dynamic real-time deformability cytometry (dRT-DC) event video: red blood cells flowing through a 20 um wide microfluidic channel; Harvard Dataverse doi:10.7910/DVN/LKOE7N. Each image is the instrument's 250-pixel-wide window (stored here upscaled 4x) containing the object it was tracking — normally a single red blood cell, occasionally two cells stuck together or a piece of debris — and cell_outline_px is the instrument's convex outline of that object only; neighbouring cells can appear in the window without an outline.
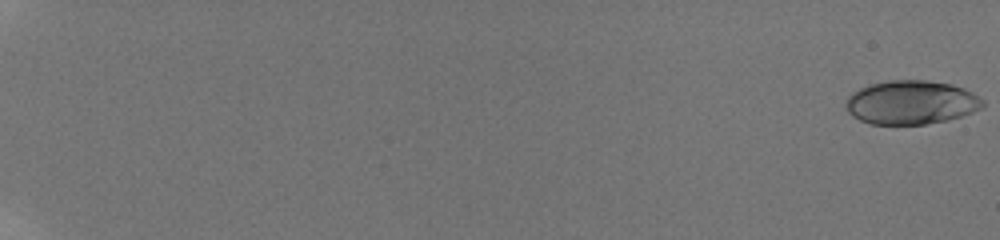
{"species": "human", "species_latin": "Homo sapiens", "temperature_condition": "room temperature", "stored_images_in_passage": 59, "camera_frame_rate_fps": 3000, "um_per_image_px": 0.085, "donor": {"sex": "male"}, "frame": {"image": 1, "passage_image": 1, "time_ms": 0.0, "image_size_px": [1000, 240], "cell_outline_px": [[984, 104], [980, 108], [972, 112], [948, 120], [924, 124], [872, 124], [860, 120], [852, 116], [848, 112], [844, 104], [848, 96], [852, 92], [860, 88], [872, 84], [888, 80], [924, 80], [952, 84], [964, 88], [972, 92], [984, 100]], "centroid_in_image_um": [77.43, 8.7], "position_along_channel_um": 7.6, "area_um2": 34.97}}
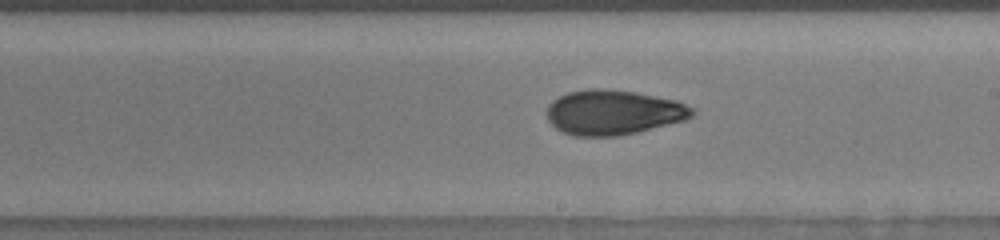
{"frame": {"image": 2, "passage_image": 39, "time_ms": 12.667, "image_size_px": [1000, 240], "cell_outline_px": [[696, 112], [692, 116], [684, 120], [620, 136], [572, 136], [560, 132], [548, 120], [548, 104], [552, 100], [568, 92], [588, 88], [604, 88], [636, 92], [676, 100], [696, 108]], "centroid_in_image_um": [52.13, 9.55], "position_along_channel_um": 236.9, "area_um2": 38.21}}
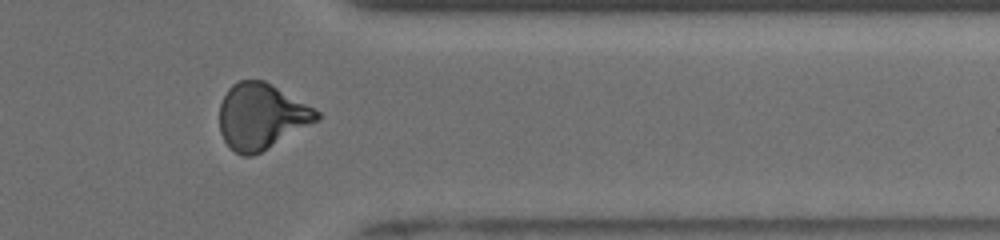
{"frame": {"image": 3, "passage_image": 51, "time_ms": 16.667, "image_size_px": [1000, 240], "cell_outline_px": [[320, 120], [260, 152], [252, 156], [244, 156], [236, 152], [224, 140], [220, 132], [220, 104], [228, 88], [232, 84], [240, 80], [264, 80], [320, 112]], "centroid_in_image_um": [22.21, 9.89], "position_along_channel_um": 389.2, "area_um2": 36.88}, "authors_computed_cell_mechanics": {"area_um2": 36.1828, "velocity_mm_per_s": 3.8692, "shape_relaxation_time_tau1_ms": 5.3645, "shape_relaxation_time_tau2_ms": 1.6368, "deformation_change_tau1": 0.1875, "deformation_change_tau2": 0.0744}}